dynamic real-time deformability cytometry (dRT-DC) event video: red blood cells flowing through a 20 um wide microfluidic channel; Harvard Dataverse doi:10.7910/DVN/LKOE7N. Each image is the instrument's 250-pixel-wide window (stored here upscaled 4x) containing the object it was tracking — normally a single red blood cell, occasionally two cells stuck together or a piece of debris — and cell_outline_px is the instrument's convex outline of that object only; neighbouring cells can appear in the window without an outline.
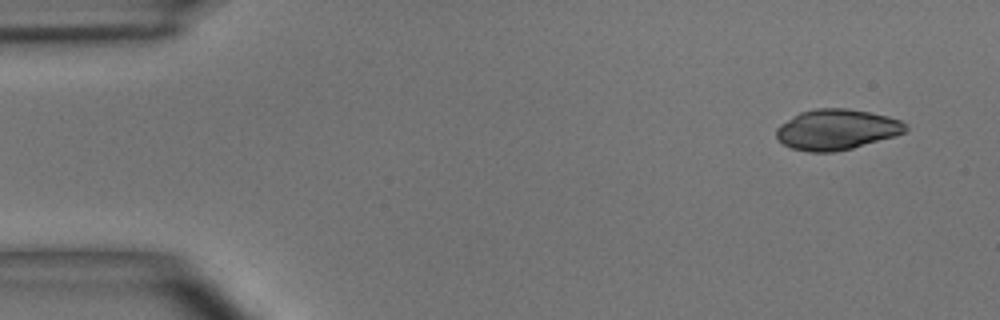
{"species": "common noctule bat (a hibernating species)", "species_latin": "Nyctalus noctula", "temperature_condition": "room temperature", "stored_images_in_passage": 4, "camera_frame_rate_fps": 3000, "um_per_image_px": 0.085, "animal": {"sex": "male", "body_mass_g": 15.6}, "frame": {"image": 1, "passage_image": 1, "time_ms": 0.0, "image_size_px": [1000, 320], "cell_outline_px": [[908, 128], [904, 132], [896, 136], [852, 148], [832, 152], [808, 152], [792, 148], [784, 144], [776, 136], [776, 128], [780, 124], [800, 112], [816, 108], [848, 108], [888, 116], [900, 120]], "centroid_in_image_um": [71.1, 11.01], "position_along_channel_um": 13.9, "area_um2": 30.4}}